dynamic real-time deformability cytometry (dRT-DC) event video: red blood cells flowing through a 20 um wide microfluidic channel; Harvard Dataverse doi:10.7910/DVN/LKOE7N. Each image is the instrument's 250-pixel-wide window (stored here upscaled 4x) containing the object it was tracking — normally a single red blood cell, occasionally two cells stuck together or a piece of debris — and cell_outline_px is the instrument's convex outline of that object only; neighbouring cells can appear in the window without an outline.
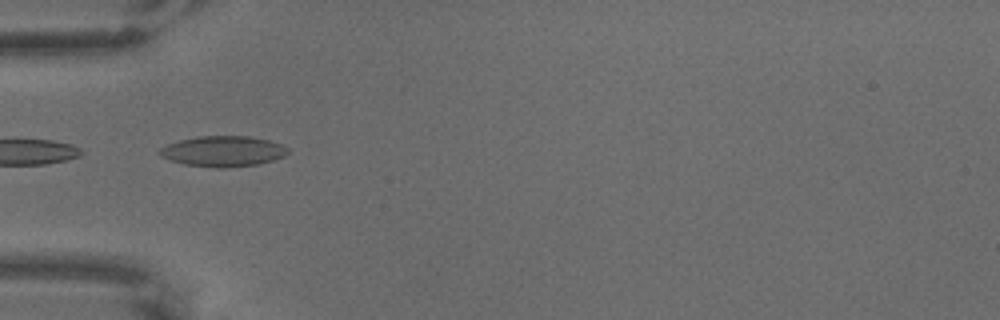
{"species": "common noctule bat (a hibernating species)", "species_latin": "Nyctalus noctula", "temperature_condition": "warm", "stored_images_in_passage": 6, "camera_frame_rate_fps": 3000, "um_per_image_px": 0.085, "animal": {"sex": "male", "body_mass_g": 18.8}, "frame": {"image": 1, "passage_image": 1, "time_ms": 0.0, "image_size_px": [1000, 320], "cell_outline_px": [[288, 152], [284, 156], [260, 164], [224, 168], [216, 168], [184, 164], [160, 156], [160, 148], [168, 144], [180, 140], [196, 136], [248, 136], [268, 140], [280, 144], [288, 148]], "centroid_in_image_um": [18.96, 12.86], "position_along_channel_um": 66.0, "area_um2": 22.72}}
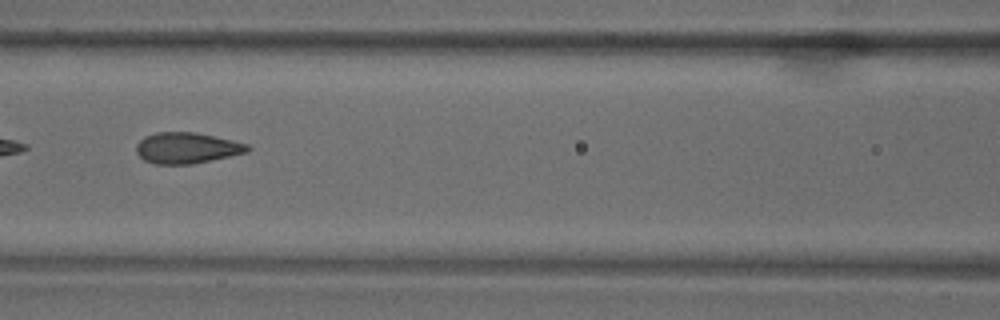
{"frame": {"image": 2, "passage_image": 3, "time_ms": 0.667, "image_size_px": [1000, 320], "cell_outline_px": [[252, 148], [248, 152], [192, 164], [156, 164], [144, 160], [136, 152], [136, 144], [144, 136], [156, 132], [196, 132], [232, 140], [248, 144]], "centroid_in_image_um": [15.88, 12.57], "position_along_channel_um": 150.7, "area_um2": 20.11}}